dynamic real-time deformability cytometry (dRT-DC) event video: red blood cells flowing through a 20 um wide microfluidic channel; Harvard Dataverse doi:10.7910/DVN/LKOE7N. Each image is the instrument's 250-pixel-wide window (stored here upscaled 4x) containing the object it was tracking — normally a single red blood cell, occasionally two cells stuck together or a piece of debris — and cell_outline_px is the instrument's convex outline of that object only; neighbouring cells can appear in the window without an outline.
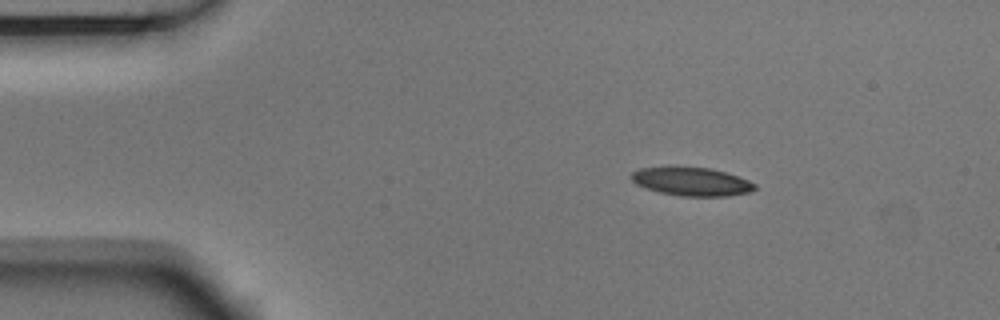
{"species": "Egyptian fruit bat (a non-hibernating species)", "species_latin": "Rousettus aegyptiacus", "temperature_condition": "room temperature", "stored_images_in_passage": 20, "camera_frame_rate_fps": 3000, "um_per_image_px": 0.085, "animal": {"sex": "male"}, "frame": {"image": 1, "passage_image": 1, "time_ms": 0.0, "image_size_px": [1000, 320], "cell_outline_px": [[756, 188], [748, 192], [724, 196], [680, 196], [660, 192], [636, 184], [632, 180], [632, 172], [640, 168], [676, 164], [712, 168], [748, 180], [756, 184]], "centroid_in_image_um": [58.74, 15.38], "position_along_channel_um": 26.3, "area_um2": 20.87}}
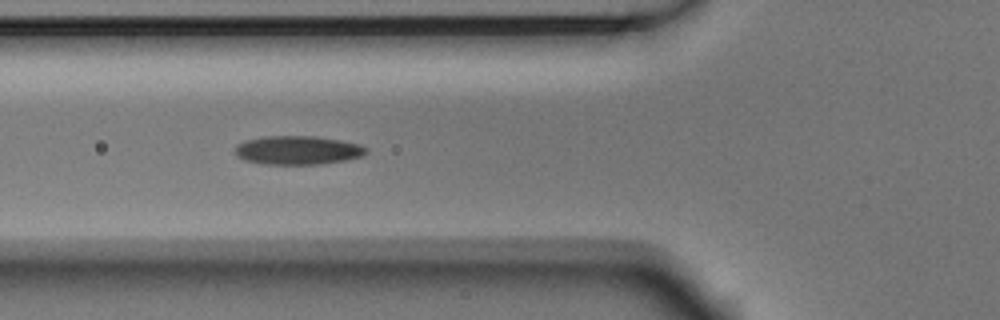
{"frame": {"image": 2, "passage_image": 12, "time_ms": 3.667, "image_size_px": [1000, 320], "cell_outline_px": [[368, 152], [360, 156], [344, 160], [320, 164], [264, 164], [244, 160], [236, 156], [236, 144], [244, 140], [264, 136], [316, 136], [340, 140], [360, 144], [368, 148]], "centroid_in_image_um": [25.29, 12.76], "position_along_channel_um": 100.5, "area_um2": 22.02}}
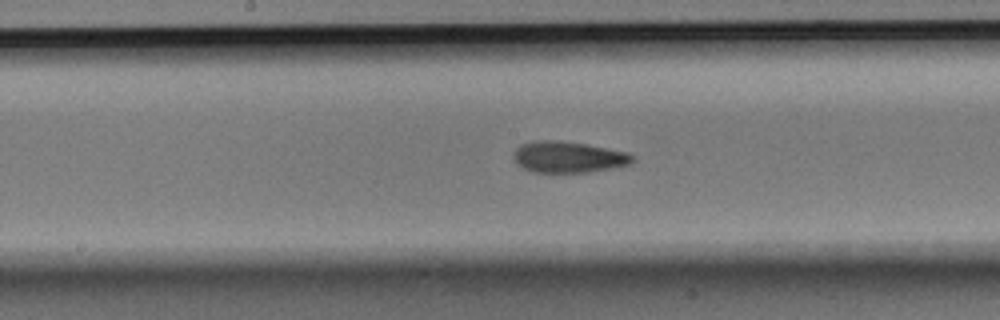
{"frame": {"image": 3, "passage_image": 20, "time_ms": 6.333, "image_size_px": [1000, 320], "cell_outline_px": [[632, 160], [628, 164], [612, 168], [588, 172], [532, 172], [516, 164], [512, 156], [516, 148], [520, 144], [536, 140], [560, 140], [588, 144], [628, 152], [632, 156]], "centroid_in_image_um": [48.25, 13.33], "position_along_channel_um": 200.0, "area_um2": 21.73}}